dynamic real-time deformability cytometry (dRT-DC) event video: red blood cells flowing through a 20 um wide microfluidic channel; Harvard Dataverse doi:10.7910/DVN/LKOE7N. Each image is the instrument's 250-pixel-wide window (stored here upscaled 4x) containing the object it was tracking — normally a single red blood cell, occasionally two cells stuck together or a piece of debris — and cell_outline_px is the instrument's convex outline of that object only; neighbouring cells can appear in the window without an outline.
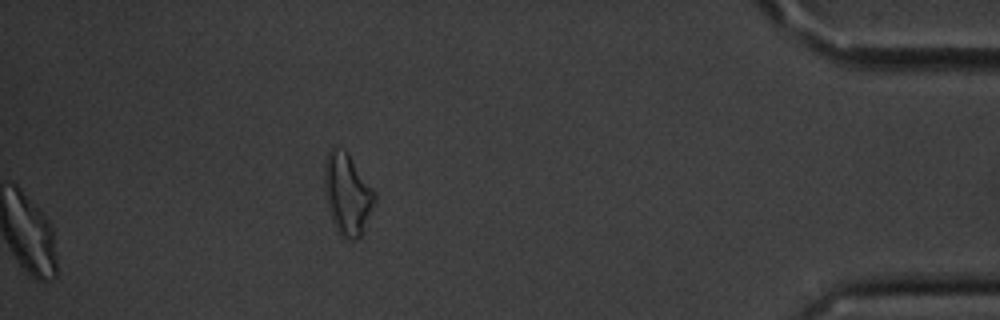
{"species": "common noctule bat (a hibernating species)", "species_latin": "Nyctalus noctula", "temperature_condition": "cold", "stored_images_in_passage": 40, "segment_of_instrument_passage": [2, 2], "camera_frame_rate_fps": 3000, "um_per_image_px": 0.085, "animal": {"sex": "male", "body_mass_g": 20.1, "forearm_length_mm": 53.5}, "frame": {"image": 1, "passage_image": 40, "time_ms": 13.0, "image_size_px": [1000, 320], "cell_outline_px": [[376, 200], [360, 236], [352, 240], [348, 240], [340, 236], [332, 220], [328, 208], [324, 192], [324, 168], [328, 152], [332, 144], [344, 148], [348, 152], [376, 192]], "centroid_in_image_um": [29.51, 16.44], "position_along_channel_um": 405.7, "area_um2": 24.1}}